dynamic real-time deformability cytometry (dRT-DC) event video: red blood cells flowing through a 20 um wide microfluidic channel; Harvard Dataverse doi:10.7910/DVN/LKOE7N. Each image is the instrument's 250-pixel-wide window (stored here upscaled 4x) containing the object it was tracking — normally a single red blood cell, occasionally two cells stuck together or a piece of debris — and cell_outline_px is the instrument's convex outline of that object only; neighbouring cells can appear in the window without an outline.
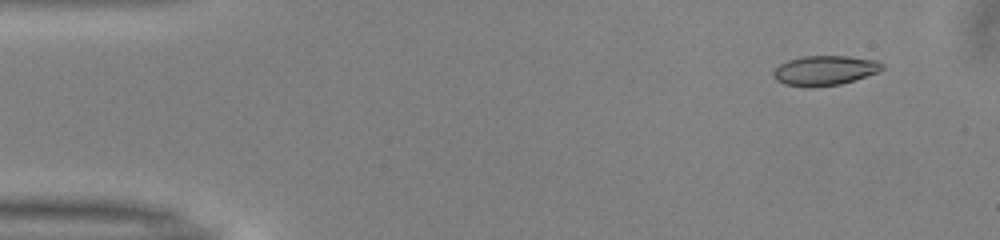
{"species": "common noctule bat (a hibernating species)", "species_latin": "Nyctalus noctula", "temperature_condition": "warm", "stored_images_in_passage": 39, "camera_frame_rate_fps": 3000, "um_per_image_px": 0.085, "animal": {"sex": "male", "body_mass_g": 13.0, "forearm_length_mm": 53.1}, "frame": {"image": 1, "passage_image": 1, "time_ms": 0.0, "image_size_px": [1000, 240], "cell_outline_px": [[884, 68], [880, 72], [840, 84], [812, 88], [808, 88], [784, 84], [776, 80], [772, 76], [772, 72], [780, 64], [788, 60], [804, 56], [848, 56], [880, 60], [884, 64]], "centroid_in_image_um": [70.13, 5.99], "position_along_channel_um": 14.9, "area_um2": 19.19}}
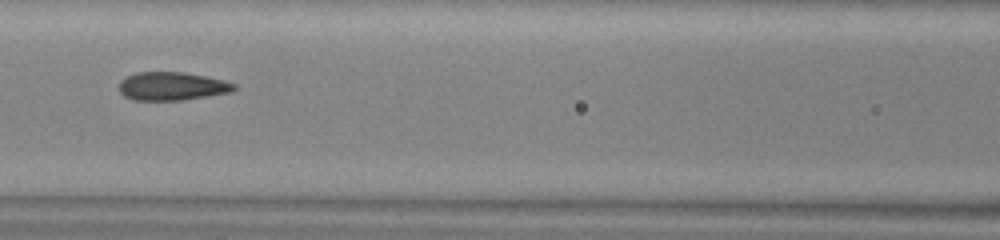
{"frame": {"image": 2, "passage_image": 19, "time_ms": 6.0, "image_size_px": [1000, 240], "cell_outline_px": [[236, 88], [232, 92], [180, 100], [132, 100], [124, 96], [120, 92], [120, 80], [124, 76], [136, 72], [184, 72], [224, 80], [236, 84]], "centroid_in_image_um": [14.59, 7.32], "position_along_channel_um": 152.0, "area_um2": 19.02}}
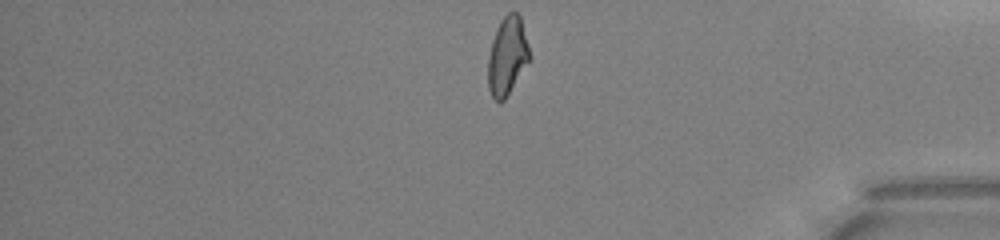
{"frame": {"image": 3, "passage_image": 39, "time_ms": 12.667, "image_size_px": [1000, 240], "cell_outline_px": [[532, 56], [504, 100], [500, 104], [492, 96], [488, 88], [488, 56], [492, 40], [496, 28], [500, 20], [508, 12], [516, 12], [520, 16]], "centroid_in_image_um": [43.12, 4.74], "position_along_channel_um": 392.1, "area_um2": 18.96}, "authors_computed_cell_mechanics": {"area_um2": 19.074, "velocity_mm_per_s": 4.046, "shape_relaxation_time_tau1_ms": 6.5851, "shape_relaxation_time_tau2_ms": 1.2748, "deformation_change_tau1": 0.2091, "deformation_change_tau2": 0.0773}}